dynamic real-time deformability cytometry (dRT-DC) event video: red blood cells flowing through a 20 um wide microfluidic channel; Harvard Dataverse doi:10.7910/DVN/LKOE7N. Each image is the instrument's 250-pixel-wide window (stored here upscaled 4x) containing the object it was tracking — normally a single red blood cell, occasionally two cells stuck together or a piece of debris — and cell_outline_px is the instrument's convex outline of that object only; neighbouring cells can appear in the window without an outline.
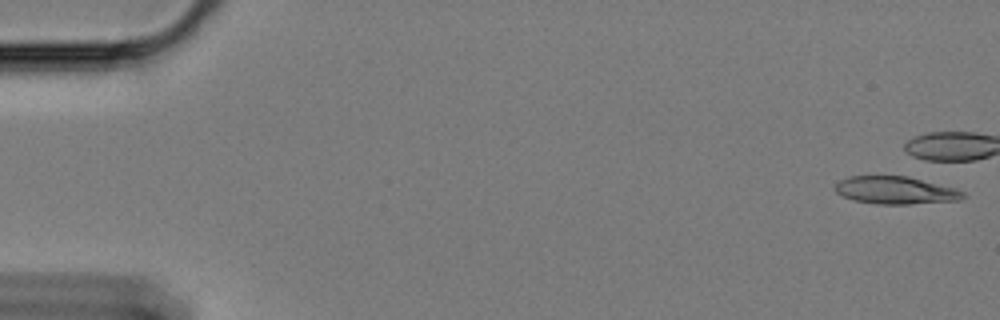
{"species": "Egyptian fruit bat (a non-hibernating species)", "species_latin": "Rousettus aegyptiacus", "temperature_condition": "cold", "stored_images_in_passage": 6, "camera_frame_rate_fps": 3000, "um_per_image_px": 0.085, "animal": {"sex": "female"}, "frame": {"image": 1, "passage_image": 1, "time_ms": 0.0, "image_size_px": [1000, 320], "cell_outline_px": [[968, 196], [960, 200], [908, 204], [880, 204], [852, 200], [836, 192], [832, 188], [840, 180], [848, 176], [908, 176], [952, 188], [964, 192]], "centroid_in_image_um": [76.09, 16.17], "position_along_channel_um": 8.9, "area_um2": 20.46}}